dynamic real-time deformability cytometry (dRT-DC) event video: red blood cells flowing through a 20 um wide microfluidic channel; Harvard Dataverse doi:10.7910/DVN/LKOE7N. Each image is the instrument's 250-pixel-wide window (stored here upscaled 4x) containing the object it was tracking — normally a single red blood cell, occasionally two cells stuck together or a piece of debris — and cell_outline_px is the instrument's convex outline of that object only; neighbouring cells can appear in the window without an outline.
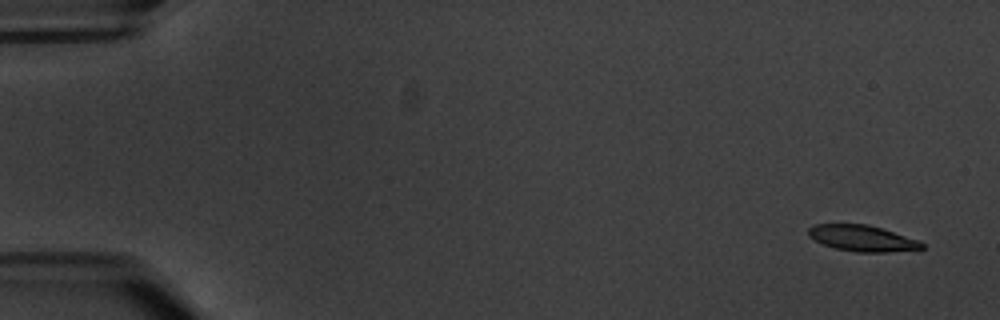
{"species": "common noctule bat (a hibernating species)", "species_latin": "Nyctalus noctula", "temperature_condition": "warm", "stored_images_in_passage": 9, "camera_frame_rate_fps": 3000, "um_per_image_px": 0.085, "animal": {"sex": "male", "body_mass_g": 20.1, "forearm_length_mm": 53.5}, "frame": {"image": 1, "passage_image": 1, "time_ms": 0.0, "image_size_px": [1000, 320], "cell_outline_px": [[924, 248], [888, 252], [856, 252], [836, 248], [824, 244], [808, 236], [808, 228], [816, 224], [868, 224], [920, 240], [924, 244]], "centroid_in_image_um": [73.31, 20.25], "position_along_channel_um": 11.7, "area_um2": 17.11}}
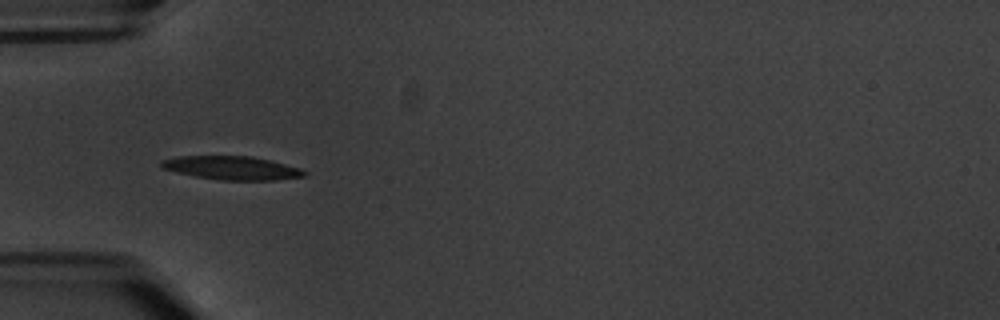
{"frame": {"image": 2, "passage_image": 6, "time_ms": 5.667, "image_size_px": [1000, 320], "cell_outline_px": [[308, 176], [276, 180], [220, 180], [196, 176], [176, 172], [160, 168], [160, 160], [176, 156], [252, 156], [300, 168], [308, 172]], "centroid_in_image_um": [19.7, 14.27], "position_along_channel_um": 65.3, "area_um2": 19.71}}
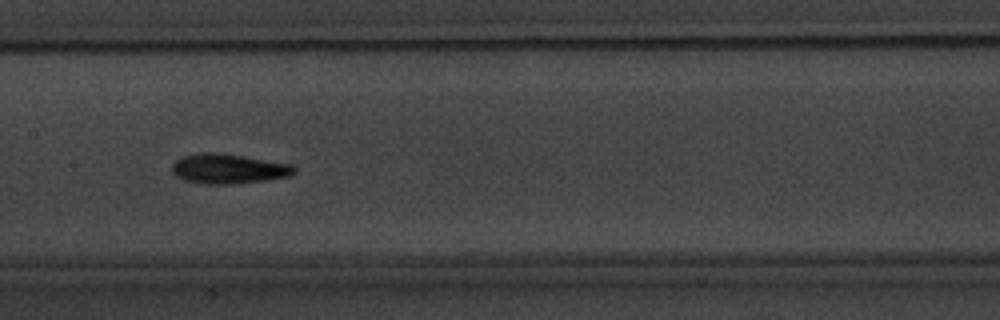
{"frame": {"image": 3, "passage_image": 9, "time_ms": 9.333, "image_size_px": [1000, 320], "cell_outline_px": [[296, 172], [288, 176], [264, 180], [236, 184], [204, 184], [184, 180], [176, 176], [172, 172], [172, 164], [180, 156], [200, 152], [208, 152], [240, 156], [292, 164], [296, 168]], "centroid_in_image_um": [19.37, 14.35], "position_along_channel_um": 188.0, "area_um2": 21.1}}